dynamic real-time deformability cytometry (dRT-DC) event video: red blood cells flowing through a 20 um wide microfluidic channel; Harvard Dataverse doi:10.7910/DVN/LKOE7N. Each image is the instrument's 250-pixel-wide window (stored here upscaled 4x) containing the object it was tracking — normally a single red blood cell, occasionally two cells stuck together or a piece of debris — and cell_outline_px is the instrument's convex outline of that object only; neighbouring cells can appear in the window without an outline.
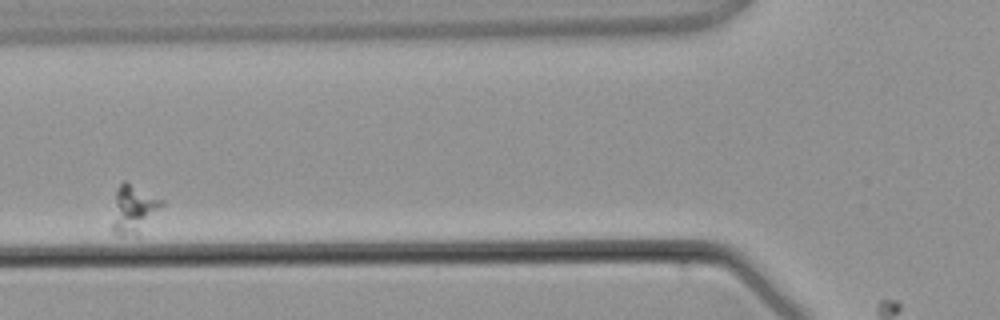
{"species": "common noctule bat (a hibernating species)", "species_latin": "Nyctalus noctula", "temperature_condition": "warm", "stored_images_in_passage": 2, "camera_frame_rate_fps": 3000, "um_per_image_px": 0.085, "animal": {"sex": "male", "body_mass_g": 21.5, "forearm_length_mm": 52.0}, "frame": {"image": 1, "passage_image": 2, "time_ms": 1.333, "image_size_px": [1000, 320], "cell_outline_px": [[164, 204], [140, 236], [120, 236], [112, 232], [112, 224], [116, 192], [120, 184], [124, 180], [128, 180], [164, 200]], "centroid_in_image_um": [11.39, 17.81], "position_along_channel_um": 114.4, "area_um2": 14.45}}